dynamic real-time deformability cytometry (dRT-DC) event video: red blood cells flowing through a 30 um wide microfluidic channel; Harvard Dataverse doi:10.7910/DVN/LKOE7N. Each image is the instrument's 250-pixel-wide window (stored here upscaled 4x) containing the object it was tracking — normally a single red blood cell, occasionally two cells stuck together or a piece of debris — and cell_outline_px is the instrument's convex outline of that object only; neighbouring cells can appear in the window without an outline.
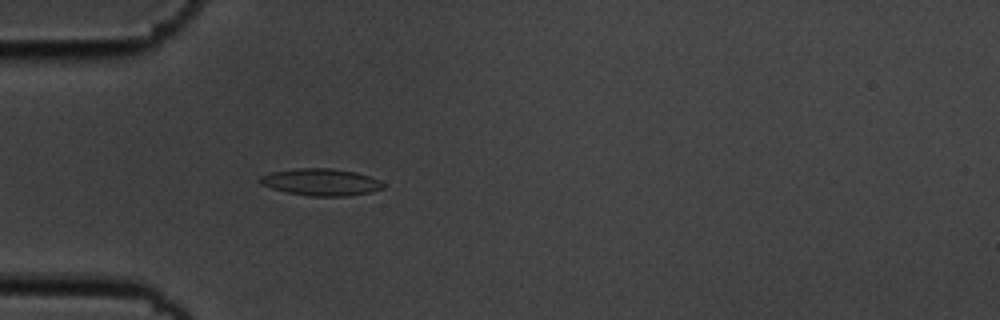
{"species": "common noctule bat (a hibernating species)", "species_latin": "Nyctalus noctula", "temperature_condition": "cold", "stored_images_in_passage": 35, "camera_frame_rate_fps": 3000, "um_per_image_px": 0.085, "animal": {"sex": "male", "body_mass_g": 19.5, "forearm_length_mm": 54.6}, "frame": {"image": 1, "passage_image": 4, "time_ms": 1.0, "image_size_px": [1000, 320], "cell_outline_px": [[384, 188], [372, 192], [348, 196], [308, 196], [288, 192], [272, 188], [260, 184], [256, 180], [260, 176], [272, 172], [300, 168], [332, 168], [356, 172], [380, 180], [384, 184]], "centroid_in_image_um": [27.29, 15.48], "position_along_channel_um": 57.7, "area_um2": 19.42}}
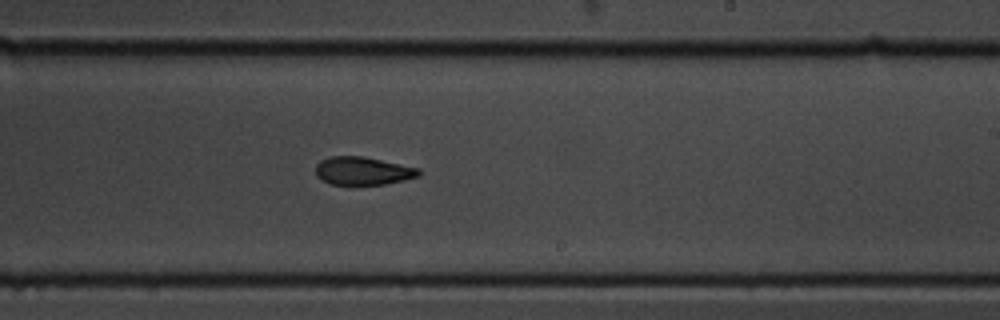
{"frame": {"image": 2, "passage_image": 21, "time_ms": 6.667, "image_size_px": [1000, 320], "cell_outline_px": [[420, 176], [404, 180], [384, 184], [328, 184], [316, 176], [316, 164], [320, 160], [328, 156], [364, 156], [420, 168]], "centroid_in_image_um": [30.83, 14.51], "position_along_channel_um": 258.2, "area_um2": 16.99}}
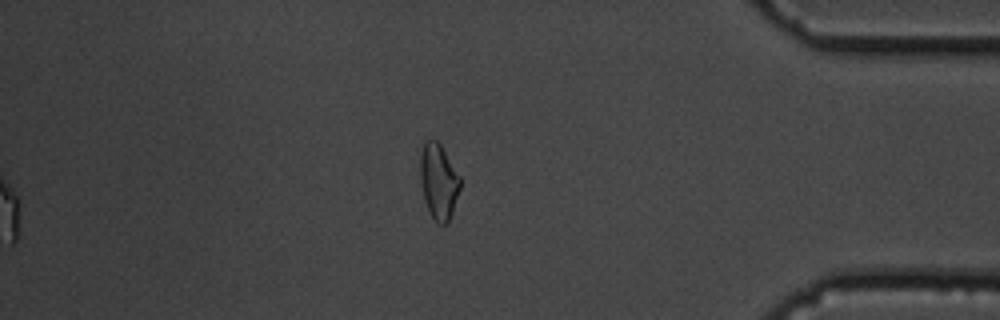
{"frame": {"image": 3, "passage_image": 35, "time_ms": 11.333, "image_size_px": [1000, 320], "cell_outline_px": [[460, 188], [452, 212], [448, 220], [444, 224], [440, 224], [432, 216], [424, 200], [420, 180], [420, 156], [424, 144], [428, 140], [436, 140], [440, 144], [460, 176]], "centroid_in_image_um": [37.27, 15.4], "position_along_channel_um": 397.9, "area_um2": 17.17}, "authors_computed_cell_mechanics": {"area_um2": 17.8602, "velocity_mm_per_s": 3.6332, "shape_relaxation_time_tau1_ms": 2.998, "shape_relaxation_time_tau2_ms": 5.2022, "deformation_change_tau1": 0.1148, "deformation_change_tau2": 0.1294}}